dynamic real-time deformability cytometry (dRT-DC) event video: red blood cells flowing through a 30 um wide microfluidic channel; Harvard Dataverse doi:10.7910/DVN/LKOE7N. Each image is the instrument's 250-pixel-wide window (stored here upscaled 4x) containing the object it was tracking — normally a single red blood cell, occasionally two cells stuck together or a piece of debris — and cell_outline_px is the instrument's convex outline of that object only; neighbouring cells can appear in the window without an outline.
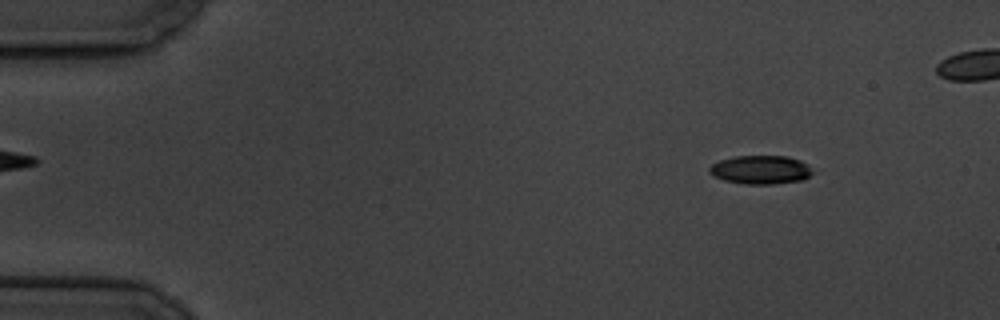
{"species": "common noctule bat (a hibernating species)", "species_latin": "Nyctalus noctula", "temperature_condition": "cold", "stored_images_in_passage": 54, "camera_frame_rate_fps": 3000, "um_per_image_px": 0.085, "animal": {"sex": "male", "body_mass_g": 19.5, "forearm_length_mm": 54.6}, "frame": {"image": 1, "passage_image": 7, "time_ms": 2.0, "image_size_px": [1000, 320], "cell_outline_px": [[812, 172], [804, 180], [772, 184], [744, 184], [724, 180], [708, 172], [708, 168], [712, 164], [720, 160], [736, 156], [788, 156], [800, 160], [808, 164]], "centroid_in_image_um": [64.66, 14.43], "position_along_channel_um": 20.3, "area_um2": 17.17}}
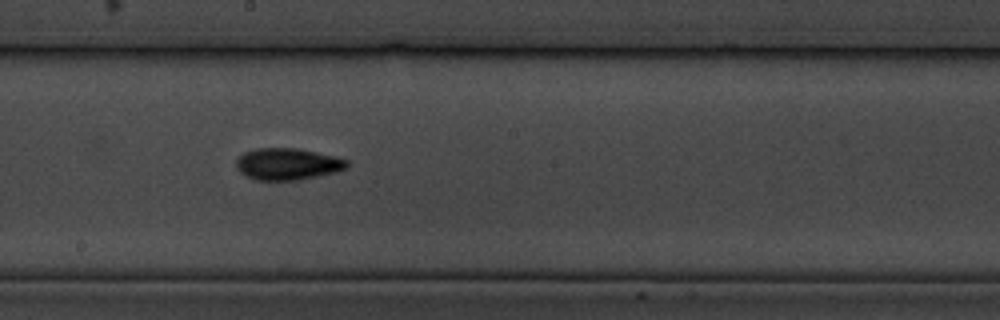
{"frame": {"image": 2, "passage_image": 32, "time_ms": 10.333, "image_size_px": [1000, 320], "cell_outline_px": [[348, 168], [336, 172], [296, 180], [256, 180], [244, 176], [236, 168], [236, 160], [244, 152], [256, 148], [296, 148], [336, 156], [348, 160]], "centroid_in_image_um": [24.43, 13.94], "position_along_channel_um": 223.8, "area_um2": 20.58}}
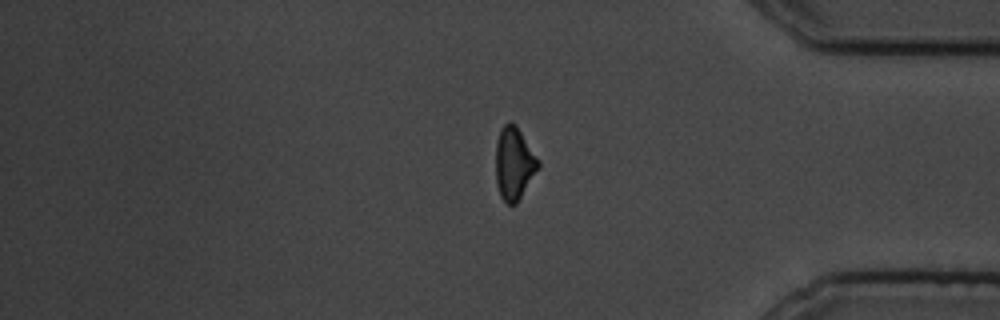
{"frame": {"image": 3, "passage_image": 48, "time_ms": 15.667, "image_size_px": [1000, 320], "cell_outline_px": [[540, 168], [516, 204], [508, 204], [500, 196], [496, 184], [496, 140], [500, 128], [508, 120], [512, 120], [516, 124], [540, 160]], "centroid_in_image_um": [43.7, 13.85], "position_along_channel_um": 391.5, "area_um2": 18.44}, "authors_computed_cell_mechanics": {"area_um2": 18.3226, "velocity_mm_per_s": 3.5159, "shape_relaxation_time_tau1_ms": 2.8057, "shape_relaxation_time_tau2_ms": 5.147, "deformation_change_tau1": 0.1312, "deformation_change_tau2": 0.1067}}